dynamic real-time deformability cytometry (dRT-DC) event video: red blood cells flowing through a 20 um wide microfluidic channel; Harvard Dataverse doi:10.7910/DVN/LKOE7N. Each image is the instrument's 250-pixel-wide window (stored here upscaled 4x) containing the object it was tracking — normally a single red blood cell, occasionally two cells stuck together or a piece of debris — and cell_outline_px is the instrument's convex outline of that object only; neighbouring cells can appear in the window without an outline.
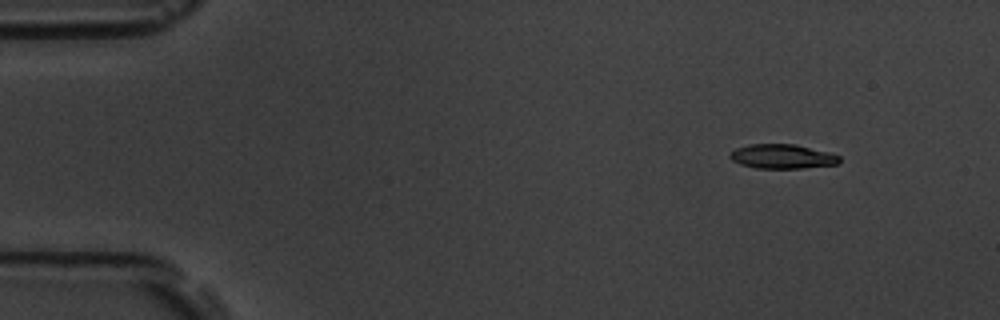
{"species": "common noctule bat (a hibernating species)", "species_latin": "Nyctalus noctula", "temperature_condition": "room temperature", "stored_images_in_passage": 6, "camera_frame_rate_fps": 3000, "um_per_image_px": 0.085, "animal": {"sex": "male", "body_mass_g": 19.5, "forearm_length_mm": 54.6}, "frame": {"image": 1, "passage_image": 6, "time_ms": 7.333, "image_size_px": [1000, 320], "cell_outline_px": [[840, 164], [804, 168], [756, 168], [740, 164], [732, 160], [728, 156], [736, 148], [748, 144], [796, 144], [828, 152], [840, 156]], "centroid_in_image_um": [66.51, 13.3], "position_along_channel_um": 18.5, "area_um2": 15.61}}